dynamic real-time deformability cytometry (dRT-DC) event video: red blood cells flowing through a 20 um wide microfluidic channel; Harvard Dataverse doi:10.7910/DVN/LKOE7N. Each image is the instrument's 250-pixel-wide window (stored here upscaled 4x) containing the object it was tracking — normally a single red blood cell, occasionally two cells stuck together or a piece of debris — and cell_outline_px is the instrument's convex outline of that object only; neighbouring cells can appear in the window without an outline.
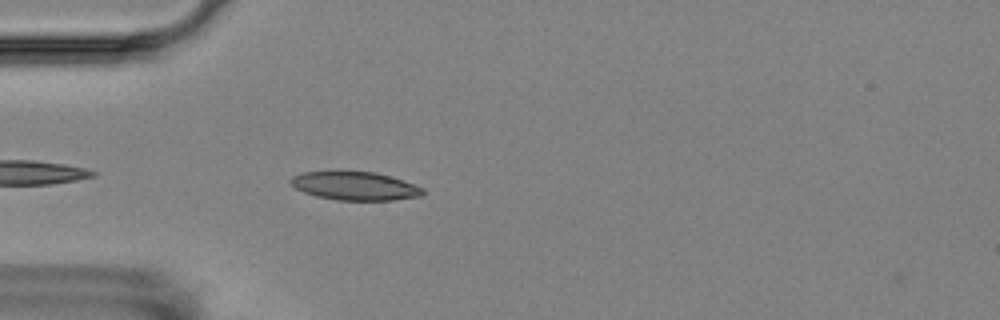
{"species": "Egyptian fruit bat (a non-hibernating species)", "species_latin": "Rousettus aegyptiacus", "temperature_condition": "room temperature", "stored_images_in_passage": 4, "camera_frame_rate_fps": 3000, "um_per_image_px": 0.085, "animal": {"sex": "female"}, "frame": {"image": 1, "passage_image": 4, "time_ms": 3.333, "image_size_px": [1000, 320], "cell_outline_px": [[424, 192], [420, 196], [392, 200], [336, 200], [316, 196], [304, 192], [296, 188], [288, 180], [292, 176], [304, 172], [376, 172], [392, 176], [424, 188]], "centroid_in_image_um": [30.18, 15.81], "position_along_channel_um": 54.8, "area_um2": 21.73}}